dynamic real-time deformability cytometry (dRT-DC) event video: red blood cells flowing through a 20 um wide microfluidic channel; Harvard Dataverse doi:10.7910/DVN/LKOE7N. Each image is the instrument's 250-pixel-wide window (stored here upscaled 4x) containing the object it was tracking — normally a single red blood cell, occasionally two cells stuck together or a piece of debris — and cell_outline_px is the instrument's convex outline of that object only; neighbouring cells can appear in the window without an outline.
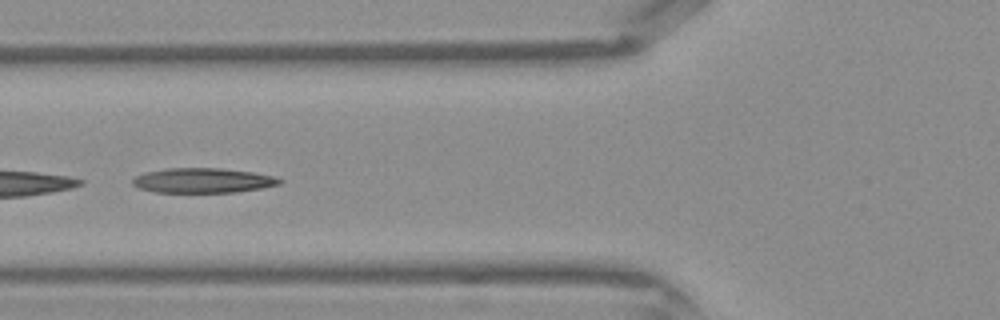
{"species": "Egyptian fruit bat (a non-hibernating species)", "species_latin": "Rousettus aegyptiacus", "temperature_condition": "warm", "stored_images_in_passage": 6, "camera_frame_rate_fps": 3000, "um_per_image_px": 0.085, "frame": {"image": 1, "passage_image": 3, "time_ms": 0.667, "image_size_px": [1000, 320], "cell_outline_px": [[284, 180], [280, 184], [264, 188], [236, 192], [156, 192], [140, 188], [132, 184], [132, 180], [136, 176], [144, 172], [164, 168], [220, 168], [252, 172], [276, 176]], "centroid_in_image_um": [17.28, 15.33], "position_along_channel_um": 108.5, "area_um2": 21.39}}